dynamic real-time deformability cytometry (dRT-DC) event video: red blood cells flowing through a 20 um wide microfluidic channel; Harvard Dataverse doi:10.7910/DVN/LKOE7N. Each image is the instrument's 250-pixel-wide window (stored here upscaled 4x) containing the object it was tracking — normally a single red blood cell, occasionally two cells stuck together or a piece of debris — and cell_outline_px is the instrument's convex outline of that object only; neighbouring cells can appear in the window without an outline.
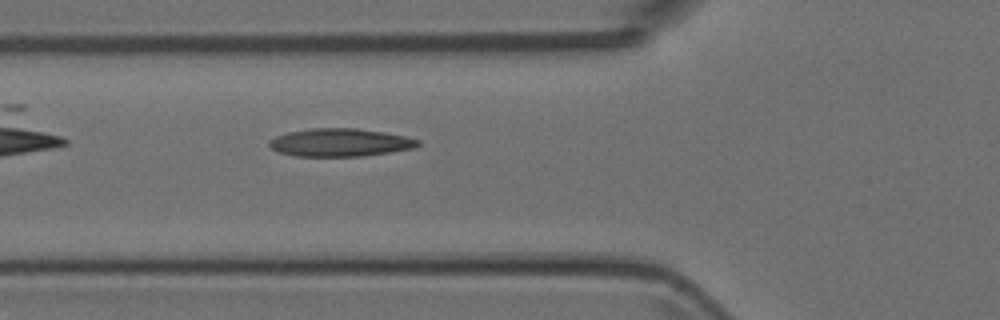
{"species": "Egyptian fruit bat (a non-hibernating species)", "species_latin": "Rousettus aegyptiacus", "temperature_condition": "room temperature", "stored_images_in_passage": 3, "camera_frame_rate_fps": 3000, "um_per_image_px": 0.085, "animal": {"sex": "female"}, "frame": {"image": 1, "passage_image": 3, "time_ms": 0.667, "image_size_px": [1000, 320], "cell_outline_px": [[420, 144], [416, 148], [364, 156], [296, 156], [276, 152], [268, 144], [268, 140], [276, 136], [288, 132], [312, 128], [356, 128], [384, 132], [404, 136], [420, 140]], "centroid_in_image_um": [28.9, 12.11], "position_along_channel_um": 96.9, "area_um2": 24.33}}